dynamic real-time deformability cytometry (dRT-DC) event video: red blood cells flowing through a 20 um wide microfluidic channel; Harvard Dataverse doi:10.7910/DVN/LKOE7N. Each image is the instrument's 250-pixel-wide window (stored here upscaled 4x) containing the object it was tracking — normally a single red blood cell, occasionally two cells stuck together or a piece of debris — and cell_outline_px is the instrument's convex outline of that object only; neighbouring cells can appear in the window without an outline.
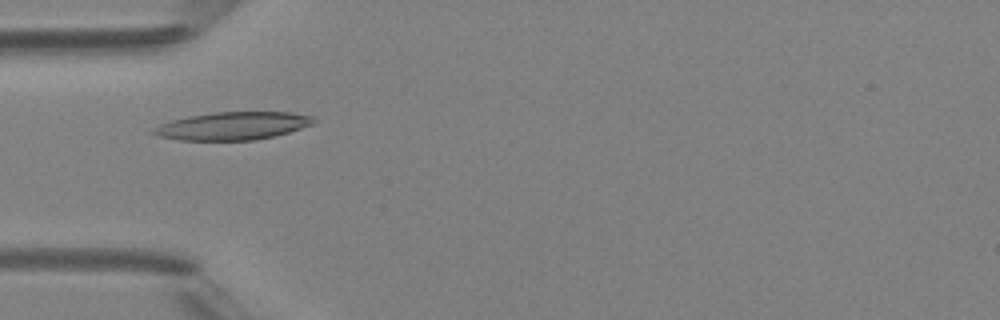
{"species": "Egyptian fruit bat (a non-hibernating species)", "species_latin": "Rousettus aegyptiacus", "temperature_condition": "room temperature", "stored_images_in_passage": 3, "camera_frame_rate_fps": 3000, "um_per_image_px": 0.085, "animal": {"sex": "female"}, "frame": {"image": 1, "passage_image": 3, "time_ms": 2.333, "image_size_px": [1000, 320], "cell_outline_px": [[316, 120], [312, 124], [288, 132], [256, 140], [180, 140], [160, 136], [152, 132], [152, 128], [160, 124], [172, 120], [188, 116], [216, 112], [292, 112], [312, 116]], "centroid_in_image_um": [19.78, 10.69], "position_along_channel_um": 65.2, "area_um2": 25.78}}